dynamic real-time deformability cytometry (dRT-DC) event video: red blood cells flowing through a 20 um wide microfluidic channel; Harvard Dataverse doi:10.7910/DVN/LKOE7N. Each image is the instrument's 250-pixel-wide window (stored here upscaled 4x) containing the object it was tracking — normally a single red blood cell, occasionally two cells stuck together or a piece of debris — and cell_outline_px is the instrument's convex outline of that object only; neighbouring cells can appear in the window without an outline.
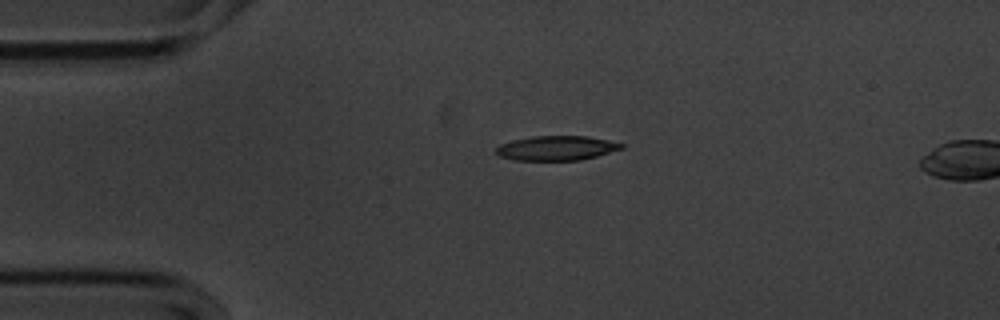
{"species": "common noctule bat (a hibernating species)", "species_latin": "Nyctalus noctula", "temperature_condition": "cold", "stored_images_in_passage": 3, "camera_frame_rate_fps": 3000, "um_per_image_px": 0.085, "animal": {"sex": "male", "body_mass_g": 20.1, "forearm_length_mm": 53.5}, "frame": {"image": 1, "passage_image": 1, "time_ms": 0.0, "image_size_px": [1000, 320], "cell_outline_px": [[624, 148], [596, 156], [580, 160], [516, 160], [500, 156], [496, 152], [496, 148], [500, 144], [512, 140], [532, 136], [588, 136], [608, 140], [624, 144]], "centroid_in_image_um": [47.31, 12.58], "position_along_channel_um": 37.7, "area_um2": 17.86}}